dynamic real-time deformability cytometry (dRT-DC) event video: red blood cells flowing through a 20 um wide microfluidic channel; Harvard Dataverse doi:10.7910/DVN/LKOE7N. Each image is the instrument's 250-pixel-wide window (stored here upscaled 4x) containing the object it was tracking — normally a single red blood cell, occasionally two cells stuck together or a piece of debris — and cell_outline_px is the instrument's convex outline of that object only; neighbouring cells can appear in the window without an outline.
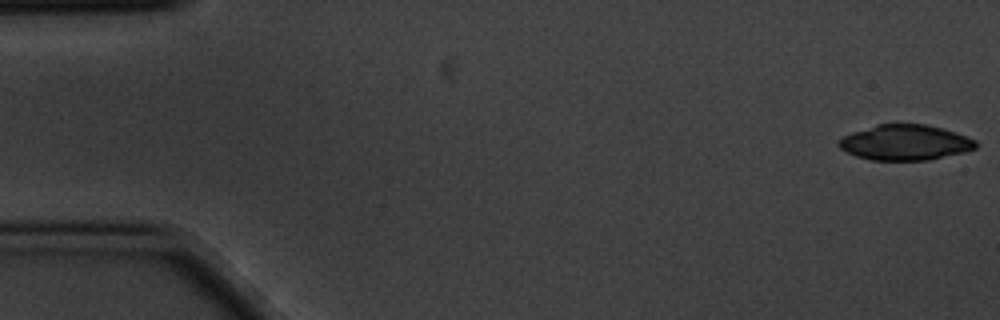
{"species": "common noctule bat (a hibernating species)", "species_latin": "Nyctalus noctula", "temperature_condition": "cold", "stored_images_in_passage": 6, "camera_frame_rate_fps": 3000, "um_per_image_px": 0.085, "animal": {"sex": "male", "body_mass_g": 20.1, "forearm_length_mm": 53.5}, "frame": {"image": 1, "passage_image": 1, "time_ms": 0.0, "image_size_px": [1000, 320], "cell_outline_px": [[976, 148], [964, 152], [928, 160], [872, 160], [856, 156], [840, 148], [836, 144], [844, 136], [852, 132], [876, 124], [924, 124], [940, 128], [976, 140]], "centroid_in_image_um": [76.9, 12.12], "position_along_channel_um": 8.1, "area_um2": 27.92}}